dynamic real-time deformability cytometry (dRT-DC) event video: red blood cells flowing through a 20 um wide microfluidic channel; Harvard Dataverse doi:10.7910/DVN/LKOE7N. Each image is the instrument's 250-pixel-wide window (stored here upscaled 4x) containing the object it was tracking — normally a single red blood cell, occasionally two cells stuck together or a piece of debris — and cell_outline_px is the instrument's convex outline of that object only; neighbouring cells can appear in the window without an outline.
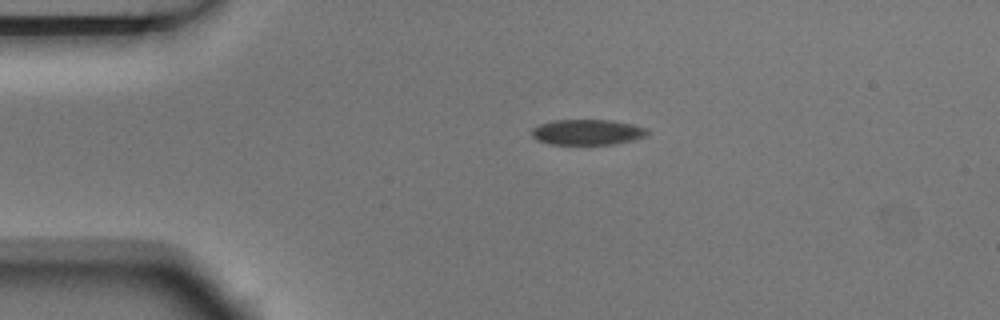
{"species": "Egyptian fruit bat (a non-hibernating species)", "species_latin": "Rousettus aegyptiacus", "temperature_condition": "room temperature", "stored_images_in_passage": 3, "camera_frame_rate_fps": 3000, "um_per_image_px": 0.085, "animal": {"sex": "male"}, "frame": {"image": 1, "passage_image": 2, "time_ms": 0.333, "image_size_px": [1000, 320], "cell_outline_px": [[648, 132], [644, 136], [632, 140], [612, 144], [548, 144], [536, 140], [532, 136], [532, 128], [540, 124], [552, 120], [612, 120], [632, 124], [648, 128]], "centroid_in_image_um": [49.89, 11.23], "position_along_channel_um": 35.1, "area_um2": 17.17}}